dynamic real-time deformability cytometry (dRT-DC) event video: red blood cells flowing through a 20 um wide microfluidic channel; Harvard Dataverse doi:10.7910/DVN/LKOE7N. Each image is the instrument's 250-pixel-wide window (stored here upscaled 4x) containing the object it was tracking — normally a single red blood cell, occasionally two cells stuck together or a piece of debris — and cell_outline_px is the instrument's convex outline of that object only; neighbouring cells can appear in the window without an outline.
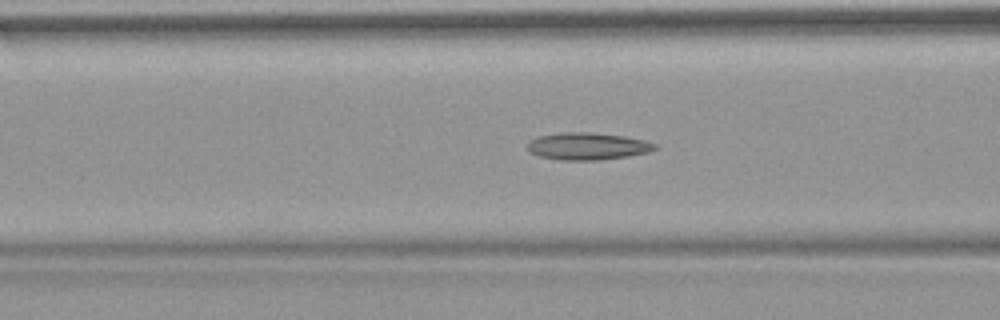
{"species": "common noctule bat (a hibernating species)", "species_latin": "Nyctalus noctula", "temperature_condition": "warm", "stored_images_in_passage": 52, "camera_frame_rate_fps": 3000, "um_per_image_px": 0.085, "animal": {"sex": "female", "body_mass_g": 18.4}, "frame": {"image": 1, "passage_image": 20, "time_ms": 6.333, "image_size_px": [1000, 320], "cell_outline_px": [[656, 148], [648, 152], [628, 156], [600, 160], [560, 160], [540, 156], [528, 152], [528, 140], [540, 136], [560, 132], [588, 132], [624, 136], [644, 140], [656, 144]], "centroid_in_image_um": [49.91, 12.43], "position_along_channel_um": 116.7, "area_um2": 20.17}}
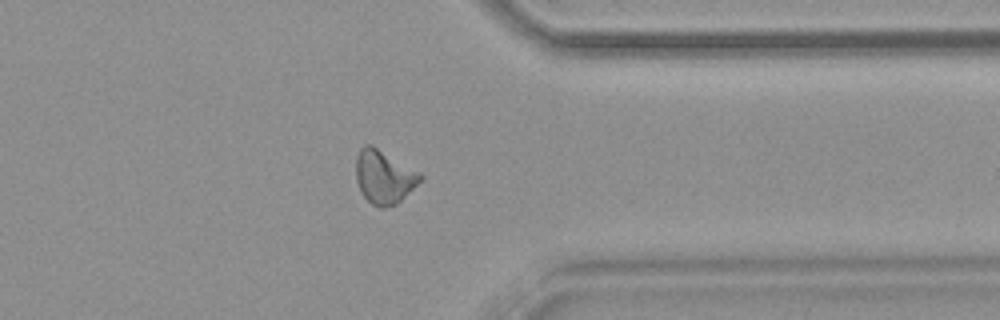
{"frame": {"image": 2, "passage_image": 41, "time_ms": 13.333, "image_size_px": [1000, 320], "cell_outline_px": [[424, 176], [396, 204], [384, 208], [380, 208], [372, 204], [364, 196], [356, 180], [356, 156], [360, 148], [364, 144], [372, 144], [420, 172]], "centroid_in_image_um": [32.61, 15.0], "position_along_channel_um": 378.8, "area_um2": 19.88}}
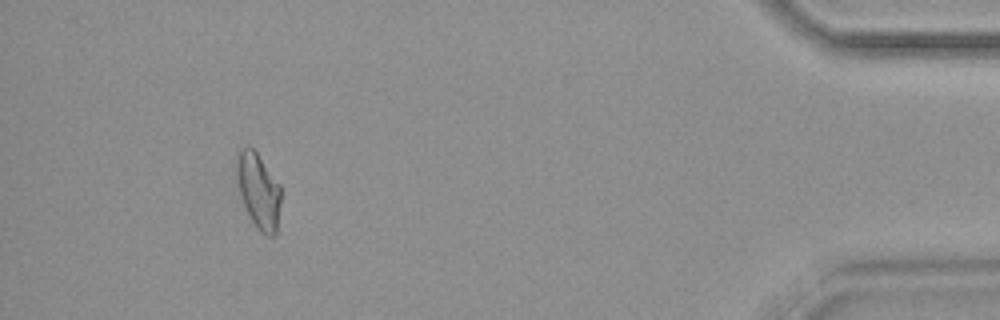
{"frame": {"image": 3, "passage_image": 48, "time_ms": 15.667, "image_size_px": [1000, 320], "cell_outline_px": [[280, 200], [276, 232], [272, 236], [268, 236], [260, 232], [256, 228], [248, 216], [236, 188], [236, 160], [240, 148], [248, 144], [256, 152], [280, 184]], "centroid_in_image_um": [21.92, 16.2], "position_along_channel_um": 413.3, "area_um2": 19.77}, "authors_computed_cell_mechanics": {"area_um2": 19.7387, "velocity_mm_per_s": 3.8333, "shape_relaxation_time_tau1_ms": null, "shape_relaxation_time_tau2_ms": 4.5598, "deformation_change_tau1": null, "deformation_change_tau2": 0.1443}}